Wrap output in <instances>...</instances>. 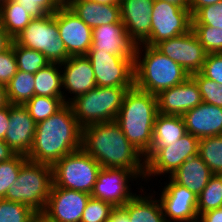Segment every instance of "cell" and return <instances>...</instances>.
<instances>
[{"mask_svg":"<svg viewBox=\"0 0 222 222\" xmlns=\"http://www.w3.org/2000/svg\"><path fill=\"white\" fill-rule=\"evenodd\" d=\"M34 89V74L17 70V73L6 85L9 103L13 105H24L34 97Z\"/></svg>","mask_w":222,"mask_h":222,"instance_id":"cell-29","label":"cell"},{"mask_svg":"<svg viewBox=\"0 0 222 222\" xmlns=\"http://www.w3.org/2000/svg\"><path fill=\"white\" fill-rule=\"evenodd\" d=\"M158 115L157 96L135 86L124 95L116 122L128 141L144 156L151 148Z\"/></svg>","mask_w":222,"mask_h":222,"instance_id":"cell-3","label":"cell"},{"mask_svg":"<svg viewBox=\"0 0 222 222\" xmlns=\"http://www.w3.org/2000/svg\"><path fill=\"white\" fill-rule=\"evenodd\" d=\"M222 207V175L213 174L206 187L197 197L198 216L202 213Z\"/></svg>","mask_w":222,"mask_h":222,"instance_id":"cell-31","label":"cell"},{"mask_svg":"<svg viewBox=\"0 0 222 222\" xmlns=\"http://www.w3.org/2000/svg\"><path fill=\"white\" fill-rule=\"evenodd\" d=\"M157 96L158 113L182 116L202 101L196 81L189 76L181 84L161 91Z\"/></svg>","mask_w":222,"mask_h":222,"instance_id":"cell-18","label":"cell"},{"mask_svg":"<svg viewBox=\"0 0 222 222\" xmlns=\"http://www.w3.org/2000/svg\"><path fill=\"white\" fill-rule=\"evenodd\" d=\"M199 139L190 133L183 135L170 146L160 149L146 164L144 181L157 175L171 176L188 158L198 155ZM170 175H169V174ZM146 179V180H145Z\"/></svg>","mask_w":222,"mask_h":222,"instance_id":"cell-11","label":"cell"},{"mask_svg":"<svg viewBox=\"0 0 222 222\" xmlns=\"http://www.w3.org/2000/svg\"><path fill=\"white\" fill-rule=\"evenodd\" d=\"M107 222H130L128 214L121 208L116 207Z\"/></svg>","mask_w":222,"mask_h":222,"instance_id":"cell-47","label":"cell"},{"mask_svg":"<svg viewBox=\"0 0 222 222\" xmlns=\"http://www.w3.org/2000/svg\"><path fill=\"white\" fill-rule=\"evenodd\" d=\"M60 67L62 88L65 89H63L65 103H69L75 97L87 93L97 86L92 64L85 55L70 56L65 62L60 64ZM65 92L73 96L66 98Z\"/></svg>","mask_w":222,"mask_h":222,"instance_id":"cell-17","label":"cell"},{"mask_svg":"<svg viewBox=\"0 0 222 222\" xmlns=\"http://www.w3.org/2000/svg\"><path fill=\"white\" fill-rule=\"evenodd\" d=\"M65 104L66 103L63 98L34 96L24 104V107L27 109L34 121L38 123L55 114Z\"/></svg>","mask_w":222,"mask_h":222,"instance_id":"cell-32","label":"cell"},{"mask_svg":"<svg viewBox=\"0 0 222 222\" xmlns=\"http://www.w3.org/2000/svg\"><path fill=\"white\" fill-rule=\"evenodd\" d=\"M168 180L159 197L166 222L197 221V196L188 188L176 184L170 177Z\"/></svg>","mask_w":222,"mask_h":222,"instance_id":"cell-15","label":"cell"},{"mask_svg":"<svg viewBox=\"0 0 222 222\" xmlns=\"http://www.w3.org/2000/svg\"><path fill=\"white\" fill-rule=\"evenodd\" d=\"M132 87H99L72 99L68 104L83 128L116 120L124 95Z\"/></svg>","mask_w":222,"mask_h":222,"instance_id":"cell-6","label":"cell"},{"mask_svg":"<svg viewBox=\"0 0 222 222\" xmlns=\"http://www.w3.org/2000/svg\"><path fill=\"white\" fill-rule=\"evenodd\" d=\"M151 21V33L144 43L149 46L188 33L192 29L190 10L164 0H154Z\"/></svg>","mask_w":222,"mask_h":222,"instance_id":"cell-9","label":"cell"},{"mask_svg":"<svg viewBox=\"0 0 222 222\" xmlns=\"http://www.w3.org/2000/svg\"><path fill=\"white\" fill-rule=\"evenodd\" d=\"M36 122L24 105L10 104L9 128L4 141L16 154L27 155L32 147Z\"/></svg>","mask_w":222,"mask_h":222,"instance_id":"cell-21","label":"cell"},{"mask_svg":"<svg viewBox=\"0 0 222 222\" xmlns=\"http://www.w3.org/2000/svg\"><path fill=\"white\" fill-rule=\"evenodd\" d=\"M14 39L7 33L0 23V53L6 51L12 46Z\"/></svg>","mask_w":222,"mask_h":222,"instance_id":"cell-45","label":"cell"},{"mask_svg":"<svg viewBox=\"0 0 222 222\" xmlns=\"http://www.w3.org/2000/svg\"><path fill=\"white\" fill-rule=\"evenodd\" d=\"M23 6L33 18H41L53 14L60 5L55 0H14Z\"/></svg>","mask_w":222,"mask_h":222,"instance_id":"cell-40","label":"cell"},{"mask_svg":"<svg viewBox=\"0 0 222 222\" xmlns=\"http://www.w3.org/2000/svg\"><path fill=\"white\" fill-rule=\"evenodd\" d=\"M8 0H0V6L4 3H6Z\"/></svg>","mask_w":222,"mask_h":222,"instance_id":"cell-54","label":"cell"},{"mask_svg":"<svg viewBox=\"0 0 222 222\" xmlns=\"http://www.w3.org/2000/svg\"><path fill=\"white\" fill-rule=\"evenodd\" d=\"M59 37L70 56L86 55L92 45V28L86 25L68 6L57 10Z\"/></svg>","mask_w":222,"mask_h":222,"instance_id":"cell-16","label":"cell"},{"mask_svg":"<svg viewBox=\"0 0 222 222\" xmlns=\"http://www.w3.org/2000/svg\"><path fill=\"white\" fill-rule=\"evenodd\" d=\"M176 6L189 10V0H164Z\"/></svg>","mask_w":222,"mask_h":222,"instance_id":"cell-50","label":"cell"},{"mask_svg":"<svg viewBox=\"0 0 222 222\" xmlns=\"http://www.w3.org/2000/svg\"><path fill=\"white\" fill-rule=\"evenodd\" d=\"M17 70L16 57L11 46L6 51L0 53V84L6 86L17 73Z\"/></svg>","mask_w":222,"mask_h":222,"instance_id":"cell-42","label":"cell"},{"mask_svg":"<svg viewBox=\"0 0 222 222\" xmlns=\"http://www.w3.org/2000/svg\"><path fill=\"white\" fill-rule=\"evenodd\" d=\"M143 195H135L121 207L128 214L130 222H166L161 203L154 193Z\"/></svg>","mask_w":222,"mask_h":222,"instance_id":"cell-26","label":"cell"},{"mask_svg":"<svg viewBox=\"0 0 222 222\" xmlns=\"http://www.w3.org/2000/svg\"><path fill=\"white\" fill-rule=\"evenodd\" d=\"M187 133L182 116L158 113L153 128V141L144 156L145 164L162 148L170 146Z\"/></svg>","mask_w":222,"mask_h":222,"instance_id":"cell-23","label":"cell"},{"mask_svg":"<svg viewBox=\"0 0 222 222\" xmlns=\"http://www.w3.org/2000/svg\"><path fill=\"white\" fill-rule=\"evenodd\" d=\"M136 47L137 45L129 37L125 25L120 21L92 29V45L88 52L135 56Z\"/></svg>","mask_w":222,"mask_h":222,"instance_id":"cell-19","label":"cell"},{"mask_svg":"<svg viewBox=\"0 0 222 222\" xmlns=\"http://www.w3.org/2000/svg\"><path fill=\"white\" fill-rule=\"evenodd\" d=\"M154 0H120L121 22L136 45L144 44L151 33Z\"/></svg>","mask_w":222,"mask_h":222,"instance_id":"cell-20","label":"cell"},{"mask_svg":"<svg viewBox=\"0 0 222 222\" xmlns=\"http://www.w3.org/2000/svg\"><path fill=\"white\" fill-rule=\"evenodd\" d=\"M190 76L196 81L204 103L222 107V85L204 77L200 72Z\"/></svg>","mask_w":222,"mask_h":222,"instance_id":"cell-37","label":"cell"},{"mask_svg":"<svg viewBox=\"0 0 222 222\" xmlns=\"http://www.w3.org/2000/svg\"><path fill=\"white\" fill-rule=\"evenodd\" d=\"M200 73L219 85H222V54L207 53Z\"/></svg>","mask_w":222,"mask_h":222,"instance_id":"cell-41","label":"cell"},{"mask_svg":"<svg viewBox=\"0 0 222 222\" xmlns=\"http://www.w3.org/2000/svg\"><path fill=\"white\" fill-rule=\"evenodd\" d=\"M16 153L10 148V146L0 139V162L8 161L13 158Z\"/></svg>","mask_w":222,"mask_h":222,"instance_id":"cell-48","label":"cell"},{"mask_svg":"<svg viewBox=\"0 0 222 222\" xmlns=\"http://www.w3.org/2000/svg\"><path fill=\"white\" fill-rule=\"evenodd\" d=\"M192 31L207 53L222 52V29L209 25H192Z\"/></svg>","mask_w":222,"mask_h":222,"instance_id":"cell-36","label":"cell"},{"mask_svg":"<svg viewBox=\"0 0 222 222\" xmlns=\"http://www.w3.org/2000/svg\"><path fill=\"white\" fill-rule=\"evenodd\" d=\"M32 19L33 16L14 0H8L0 6V23L13 39L24 30Z\"/></svg>","mask_w":222,"mask_h":222,"instance_id":"cell-28","label":"cell"},{"mask_svg":"<svg viewBox=\"0 0 222 222\" xmlns=\"http://www.w3.org/2000/svg\"><path fill=\"white\" fill-rule=\"evenodd\" d=\"M96 85L99 87H134L135 56H118L107 52H88Z\"/></svg>","mask_w":222,"mask_h":222,"instance_id":"cell-10","label":"cell"},{"mask_svg":"<svg viewBox=\"0 0 222 222\" xmlns=\"http://www.w3.org/2000/svg\"><path fill=\"white\" fill-rule=\"evenodd\" d=\"M213 173L199 155L188 158L169 176L176 184L188 188L197 197L206 187Z\"/></svg>","mask_w":222,"mask_h":222,"instance_id":"cell-25","label":"cell"},{"mask_svg":"<svg viewBox=\"0 0 222 222\" xmlns=\"http://www.w3.org/2000/svg\"><path fill=\"white\" fill-rule=\"evenodd\" d=\"M32 222H51L43 214L38 213L32 220Z\"/></svg>","mask_w":222,"mask_h":222,"instance_id":"cell-51","label":"cell"},{"mask_svg":"<svg viewBox=\"0 0 222 222\" xmlns=\"http://www.w3.org/2000/svg\"><path fill=\"white\" fill-rule=\"evenodd\" d=\"M9 104L6 86L0 84V109L8 106Z\"/></svg>","mask_w":222,"mask_h":222,"instance_id":"cell-49","label":"cell"},{"mask_svg":"<svg viewBox=\"0 0 222 222\" xmlns=\"http://www.w3.org/2000/svg\"><path fill=\"white\" fill-rule=\"evenodd\" d=\"M10 104L0 109V139L4 140L9 128Z\"/></svg>","mask_w":222,"mask_h":222,"instance_id":"cell-43","label":"cell"},{"mask_svg":"<svg viewBox=\"0 0 222 222\" xmlns=\"http://www.w3.org/2000/svg\"><path fill=\"white\" fill-rule=\"evenodd\" d=\"M18 45L41 52L50 63H63L70 55L59 37L57 10L41 18H33L14 38Z\"/></svg>","mask_w":222,"mask_h":222,"instance_id":"cell-8","label":"cell"},{"mask_svg":"<svg viewBox=\"0 0 222 222\" xmlns=\"http://www.w3.org/2000/svg\"><path fill=\"white\" fill-rule=\"evenodd\" d=\"M198 220L200 222H222V207L202 213Z\"/></svg>","mask_w":222,"mask_h":222,"instance_id":"cell-44","label":"cell"},{"mask_svg":"<svg viewBox=\"0 0 222 222\" xmlns=\"http://www.w3.org/2000/svg\"><path fill=\"white\" fill-rule=\"evenodd\" d=\"M24 154H16L8 161L0 162V199L6 197L7 190L17 180L21 166L27 161Z\"/></svg>","mask_w":222,"mask_h":222,"instance_id":"cell-35","label":"cell"},{"mask_svg":"<svg viewBox=\"0 0 222 222\" xmlns=\"http://www.w3.org/2000/svg\"><path fill=\"white\" fill-rule=\"evenodd\" d=\"M182 117L187 133L198 139L222 135V107L202 102Z\"/></svg>","mask_w":222,"mask_h":222,"instance_id":"cell-22","label":"cell"},{"mask_svg":"<svg viewBox=\"0 0 222 222\" xmlns=\"http://www.w3.org/2000/svg\"><path fill=\"white\" fill-rule=\"evenodd\" d=\"M68 7L92 29L121 21L119 4H100L91 0H73Z\"/></svg>","mask_w":222,"mask_h":222,"instance_id":"cell-24","label":"cell"},{"mask_svg":"<svg viewBox=\"0 0 222 222\" xmlns=\"http://www.w3.org/2000/svg\"><path fill=\"white\" fill-rule=\"evenodd\" d=\"M34 96L63 98L62 74L59 63H49L35 74Z\"/></svg>","mask_w":222,"mask_h":222,"instance_id":"cell-27","label":"cell"},{"mask_svg":"<svg viewBox=\"0 0 222 222\" xmlns=\"http://www.w3.org/2000/svg\"><path fill=\"white\" fill-rule=\"evenodd\" d=\"M18 70L35 74L50 62L39 51L26 48L12 42Z\"/></svg>","mask_w":222,"mask_h":222,"instance_id":"cell-33","label":"cell"},{"mask_svg":"<svg viewBox=\"0 0 222 222\" xmlns=\"http://www.w3.org/2000/svg\"><path fill=\"white\" fill-rule=\"evenodd\" d=\"M154 47L178 63L189 75L201 71L207 56L192 29L188 33L160 41Z\"/></svg>","mask_w":222,"mask_h":222,"instance_id":"cell-12","label":"cell"},{"mask_svg":"<svg viewBox=\"0 0 222 222\" xmlns=\"http://www.w3.org/2000/svg\"><path fill=\"white\" fill-rule=\"evenodd\" d=\"M115 208L109 202L90 197L80 222H107Z\"/></svg>","mask_w":222,"mask_h":222,"instance_id":"cell-38","label":"cell"},{"mask_svg":"<svg viewBox=\"0 0 222 222\" xmlns=\"http://www.w3.org/2000/svg\"><path fill=\"white\" fill-rule=\"evenodd\" d=\"M91 194L52 185L43 214L51 222H80Z\"/></svg>","mask_w":222,"mask_h":222,"instance_id":"cell-14","label":"cell"},{"mask_svg":"<svg viewBox=\"0 0 222 222\" xmlns=\"http://www.w3.org/2000/svg\"><path fill=\"white\" fill-rule=\"evenodd\" d=\"M192 25H209L222 29V1L199 8L192 15Z\"/></svg>","mask_w":222,"mask_h":222,"instance_id":"cell-39","label":"cell"},{"mask_svg":"<svg viewBox=\"0 0 222 222\" xmlns=\"http://www.w3.org/2000/svg\"><path fill=\"white\" fill-rule=\"evenodd\" d=\"M198 155L213 174L222 175V135L199 139Z\"/></svg>","mask_w":222,"mask_h":222,"instance_id":"cell-30","label":"cell"},{"mask_svg":"<svg viewBox=\"0 0 222 222\" xmlns=\"http://www.w3.org/2000/svg\"><path fill=\"white\" fill-rule=\"evenodd\" d=\"M222 0H189V10L193 15L199 8L219 3Z\"/></svg>","mask_w":222,"mask_h":222,"instance_id":"cell-46","label":"cell"},{"mask_svg":"<svg viewBox=\"0 0 222 222\" xmlns=\"http://www.w3.org/2000/svg\"><path fill=\"white\" fill-rule=\"evenodd\" d=\"M37 214L23 203L0 199V222H32Z\"/></svg>","mask_w":222,"mask_h":222,"instance_id":"cell-34","label":"cell"},{"mask_svg":"<svg viewBox=\"0 0 222 222\" xmlns=\"http://www.w3.org/2000/svg\"><path fill=\"white\" fill-rule=\"evenodd\" d=\"M138 178L135 173L123 168H101L91 197L122 207L136 195L129 182Z\"/></svg>","mask_w":222,"mask_h":222,"instance_id":"cell-13","label":"cell"},{"mask_svg":"<svg viewBox=\"0 0 222 222\" xmlns=\"http://www.w3.org/2000/svg\"><path fill=\"white\" fill-rule=\"evenodd\" d=\"M82 149L102 168H123L144 180V155L128 141L115 120L83 127Z\"/></svg>","mask_w":222,"mask_h":222,"instance_id":"cell-1","label":"cell"},{"mask_svg":"<svg viewBox=\"0 0 222 222\" xmlns=\"http://www.w3.org/2000/svg\"><path fill=\"white\" fill-rule=\"evenodd\" d=\"M134 70V86L154 95L181 84L190 76L178 63L146 44L136 47Z\"/></svg>","mask_w":222,"mask_h":222,"instance_id":"cell-4","label":"cell"},{"mask_svg":"<svg viewBox=\"0 0 222 222\" xmlns=\"http://www.w3.org/2000/svg\"><path fill=\"white\" fill-rule=\"evenodd\" d=\"M52 185V166L27 160L21 166L17 180L9 187L4 199L23 203L37 213H42Z\"/></svg>","mask_w":222,"mask_h":222,"instance_id":"cell-5","label":"cell"},{"mask_svg":"<svg viewBox=\"0 0 222 222\" xmlns=\"http://www.w3.org/2000/svg\"><path fill=\"white\" fill-rule=\"evenodd\" d=\"M100 4H120V0H91Z\"/></svg>","mask_w":222,"mask_h":222,"instance_id":"cell-52","label":"cell"},{"mask_svg":"<svg viewBox=\"0 0 222 222\" xmlns=\"http://www.w3.org/2000/svg\"><path fill=\"white\" fill-rule=\"evenodd\" d=\"M60 6H68L73 0H55Z\"/></svg>","mask_w":222,"mask_h":222,"instance_id":"cell-53","label":"cell"},{"mask_svg":"<svg viewBox=\"0 0 222 222\" xmlns=\"http://www.w3.org/2000/svg\"><path fill=\"white\" fill-rule=\"evenodd\" d=\"M82 148V127L66 103L46 120L36 123L33 144L26 155L36 163L53 165L65 155Z\"/></svg>","mask_w":222,"mask_h":222,"instance_id":"cell-2","label":"cell"},{"mask_svg":"<svg viewBox=\"0 0 222 222\" xmlns=\"http://www.w3.org/2000/svg\"><path fill=\"white\" fill-rule=\"evenodd\" d=\"M101 168L92 156L80 148L52 165L53 185L91 194Z\"/></svg>","mask_w":222,"mask_h":222,"instance_id":"cell-7","label":"cell"}]
</instances>
